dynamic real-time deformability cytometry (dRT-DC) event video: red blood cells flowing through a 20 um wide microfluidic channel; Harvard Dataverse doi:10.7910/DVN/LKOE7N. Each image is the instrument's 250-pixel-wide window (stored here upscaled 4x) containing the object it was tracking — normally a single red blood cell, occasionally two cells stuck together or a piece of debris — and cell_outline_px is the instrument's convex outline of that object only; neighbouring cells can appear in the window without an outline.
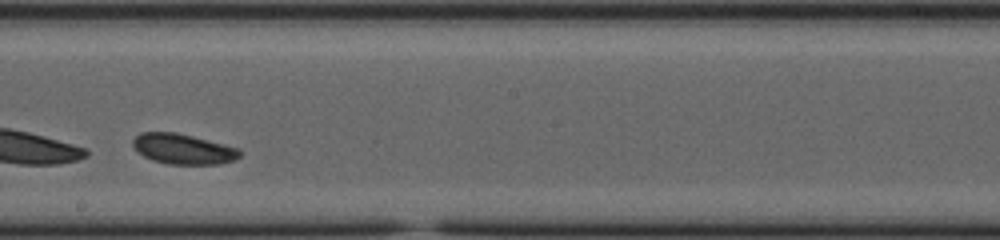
{"species": "common noctule bat (a hibernating species)", "species_latin": "Nyctalus noctula", "temperature_condition": "cold", "stored_images_in_passage": 32, "camera_frame_rate_fps": 3000, "um_per_image_px": 0.085, "animal": {"sex": "female", "body_mass_g": 23.0, "forearm_length_mm": 53.4}, "frame": {"image": 1, "passage_image": 19, "time_ms": 6.0, "image_size_px": [1000, 240], "cell_outline_px": [[240, 156], [236, 160], [220, 164], [168, 164], [152, 160], [144, 156], [132, 144], [132, 140], [140, 132], [176, 132], [240, 148]], "centroid_in_image_um": [15.59, 12.66], "position_along_channel_um": 232.6, "area_um2": 18.84}, "authors_computed_cell_mechanics": {"area_um2": 19.0162, "velocity_mm_per_s": 3.5728, "shape_relaxation_time_tau1_ms": 0.2468, "shape_relaxation_time_tau2_ms": null, "deformation_change_tau1": 0.2097, "deformation_change_tau2": null}}